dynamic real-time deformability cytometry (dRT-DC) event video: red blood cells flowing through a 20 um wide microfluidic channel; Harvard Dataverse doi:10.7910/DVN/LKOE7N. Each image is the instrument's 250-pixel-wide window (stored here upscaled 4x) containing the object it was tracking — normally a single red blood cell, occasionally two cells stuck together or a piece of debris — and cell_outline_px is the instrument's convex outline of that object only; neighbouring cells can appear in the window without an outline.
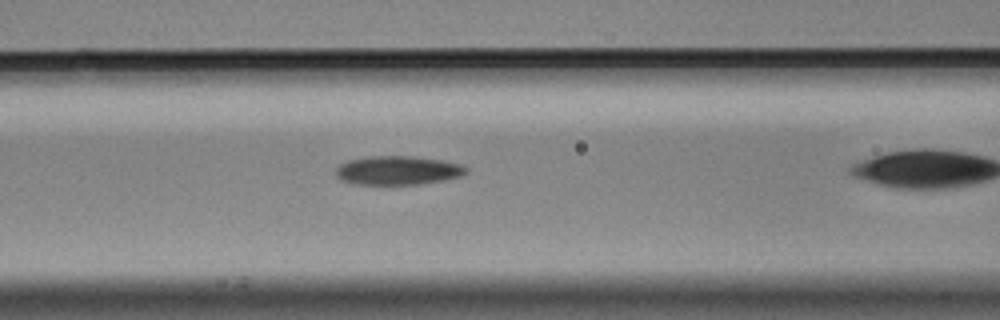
{"species": "Egyptian fruit bat (a non-hibernating species)", "species_latin": "Rousettus aegyptiacus", "temperature_condition": "cold", "stored_images_in_passage": 11, "camera_frame_rate_fps": 3000, "um_per_image_px": 0.085, "animal": {"sex": "male"}, "frame": {"image": 1, "passage_image": 7, "time_ms": 2.0, "image_size_px": [1000, 320], "cell_outline_px": [[468, 172], [460, 176], [444, 180], [420, 184], [352, 184], [340, 180], [336, 176], [336, 168], [340, 164], [348, 160], [368, 156], [412, 156], [440, 160], [460, 164], [468, 168]], "centroid_in_image_um": [33.78, 14.48], "position_along_channel_um": 132.8, "area_um2": 21.96}}
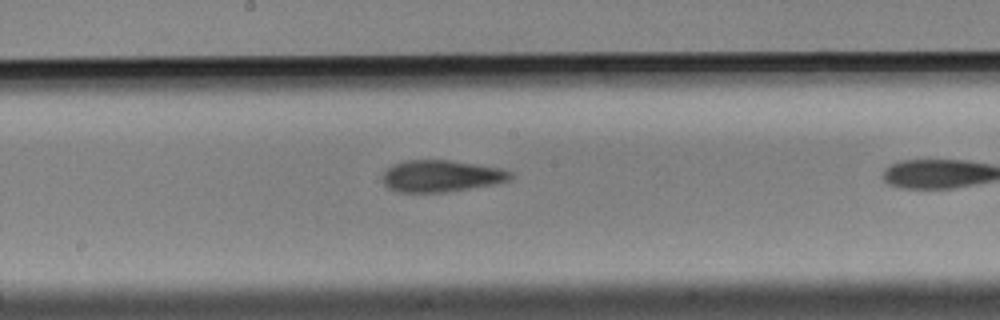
{"frame": {"image": 2, "passage_image": 10, "time_ms": 3.0, "image_size_px": [1000, 320], "cell_outline_px": [[512, 180], [496, 184], [444, 192], [396, 192], [388, 188], [384, 184], [384, 172], [392, 164], [404, 160], [448, 160], [476, 164], [500, 168], [512, 172]], "centroid_in_image_um": [37.51, 14.96], "position_along_channel_um": 210.7, "area_um2": 23.7}}